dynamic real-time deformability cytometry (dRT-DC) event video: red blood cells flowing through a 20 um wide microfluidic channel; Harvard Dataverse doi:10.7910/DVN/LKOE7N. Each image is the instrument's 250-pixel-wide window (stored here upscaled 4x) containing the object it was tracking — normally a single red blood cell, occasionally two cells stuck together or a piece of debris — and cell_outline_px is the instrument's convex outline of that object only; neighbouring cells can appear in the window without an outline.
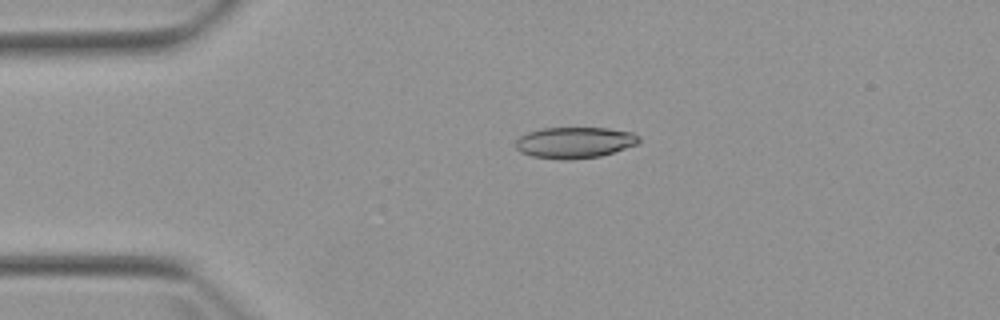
{"species": "Egyptian fruit bat (a non-hibernating species)", "species_latin": "Rousettus aegyptiacus", "temperature_condition": "warm", "stored_images_in_passage": 4, "camera_frame_rate_fps": 3000, "um_per_image_px": 0.085, "animal": {"sex": "female"}, "frame": {"image": 1, "passage_image": 3, "time_ms": 2.333, "image_size_px": [1000, 320], "cell_outline_px": [[640, 144], [600, 156], [572, 160], [564, 160], [532, 156], [520, 152], [516, 148], [516, 140], [520, 136], [528, 132], [540, 128], [608, 128], [632, 132], [640, 136]], "centroid_in_image_um": [48.87, 12.12], "position_along_channel_um": 36.1, "area_um2": 22.6}}